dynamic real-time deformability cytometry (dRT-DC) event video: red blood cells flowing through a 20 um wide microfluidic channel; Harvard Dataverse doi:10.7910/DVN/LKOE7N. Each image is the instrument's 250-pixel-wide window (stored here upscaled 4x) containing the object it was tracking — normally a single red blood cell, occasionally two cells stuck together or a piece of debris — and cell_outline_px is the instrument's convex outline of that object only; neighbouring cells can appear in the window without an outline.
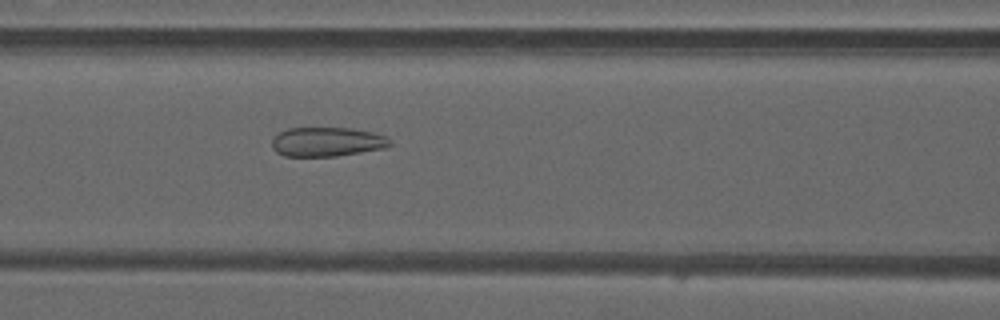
{"species": "common noctule bat (a hibernating species)", "species_latin": "Nyctalus noctula", "temperature_condition": "warm", "stored_images_in_passage": 49, "camera_frame_rate_fps": 3000, "um_per_image_px": 0.085, "animal": {"sex": "male", "forearm_length_mm": 52.5}, "frame": {"image": 1, "passage_image": 21, "time_ms": 6.667, "image_size_px": [1000, 320], "cell_outline_px": [[392, 144], [384, 148], [336, 156], [284, 156], [276, 152], [272, 148], [272, 140], [280, 132], [288, 128], [352, 128], [372, 132], [384, 136], [392, 140]], "centroid_in_image_um": [27.79, 12.05], "position_along_channel_um": 138.8, "area_um2": 20.06}}
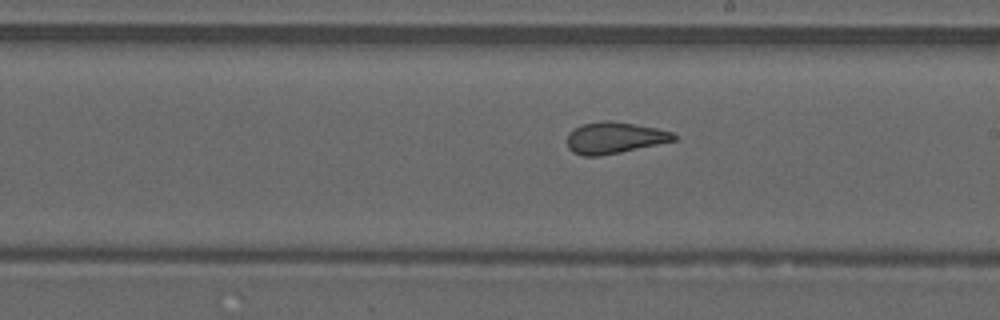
{"frame": {"image": 2, "passage_image": 28, "time_ms": 9.0, "image_size_px": [1000, 320], "cell_outline_px": [[676, 140], [620, 152], [600, 156], [584, 156], [572, 152], [568, 148], [568, 132], [584, 124], [604, 120], [636, 124], [656, 128], [672, 132], [676, 136]], "centroid_in_image_um": [52.21, 11.72], "position_along_channel_um": 236.8, "area_um2": 19.31}}
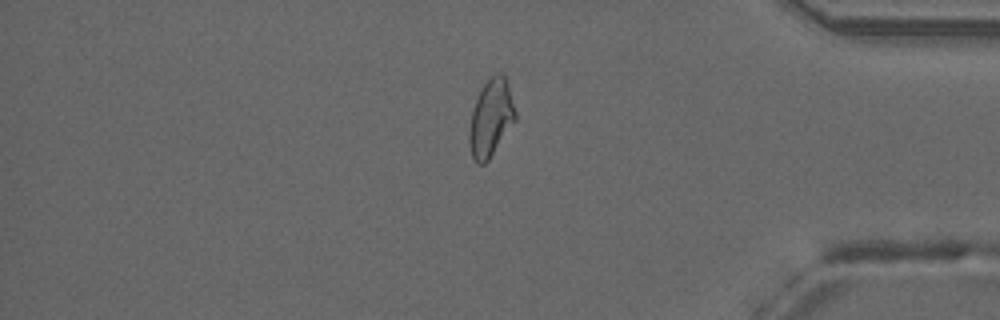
{"frame": {"image": 3, "passage_image": 41, "time_ms": 13.333, "image_size_px": [1000, 320], "cell_outline_px": [[516, 120], [488, 160], [484, 164], [476, 164], [472, 156], [468, 140], [468, 132], [472, 112], [476, 100], [484, 84], [496, 72], [500, 72], [504, 76], [508, 84], [516, 112]], "centroid_in_image_um": [41.72, 10.05], "position_along_channel_um": 393.5, "area_um2": 20.52}, "authors_computed_cell_mechanics": {"area_um2": 21.386, "velocity_mm_per_s": 4.2123, "shape_relaxation_time_tau1_ms": null, "shape_relaxation_time_tau2_ms": 0.9791, "deformation_change_tau1": null, "deformation_change_tau2": 0.0722}}